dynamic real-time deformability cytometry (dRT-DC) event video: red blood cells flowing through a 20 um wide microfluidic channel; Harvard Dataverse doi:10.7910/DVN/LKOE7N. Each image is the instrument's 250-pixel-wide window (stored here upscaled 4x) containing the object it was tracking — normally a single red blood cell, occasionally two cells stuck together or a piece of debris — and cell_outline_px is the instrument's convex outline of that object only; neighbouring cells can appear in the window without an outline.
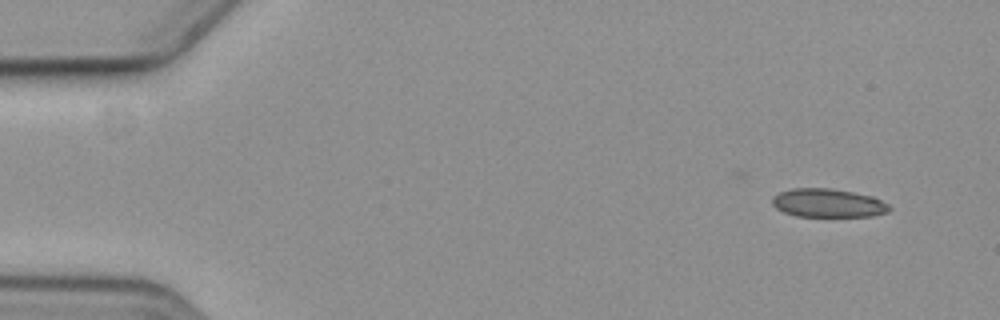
{"species": "common noctule bat (a hibernating species)", "species_latin": "Nyctalus noctula", "temperature_condition": "cold", "stored_images_in_passage": 4, "camera_frame_rate_fps": 3000, "um_per_image_px": 0.085, "animal": {"sex": "female", "body_mass_g": 19.3, "forearm_length_mm": 54.1}, "frame": {"image": 1, "passage_image": 1, "time_ms": 0.0, "image_size_px": [1000, 320], "cell_outline_px": [[892, 208], [888, 212], [872, 216], [796, 216], [784, 212], [776, 208], [772, 204], [772, 196], [780, 192], [792, 188], [832, 188], [872, 196], [888, 204]], "centroid_in_image_um": [70.37, 17.25], "position_along_channel_um": 14.6, "area_um2": 19.48}}